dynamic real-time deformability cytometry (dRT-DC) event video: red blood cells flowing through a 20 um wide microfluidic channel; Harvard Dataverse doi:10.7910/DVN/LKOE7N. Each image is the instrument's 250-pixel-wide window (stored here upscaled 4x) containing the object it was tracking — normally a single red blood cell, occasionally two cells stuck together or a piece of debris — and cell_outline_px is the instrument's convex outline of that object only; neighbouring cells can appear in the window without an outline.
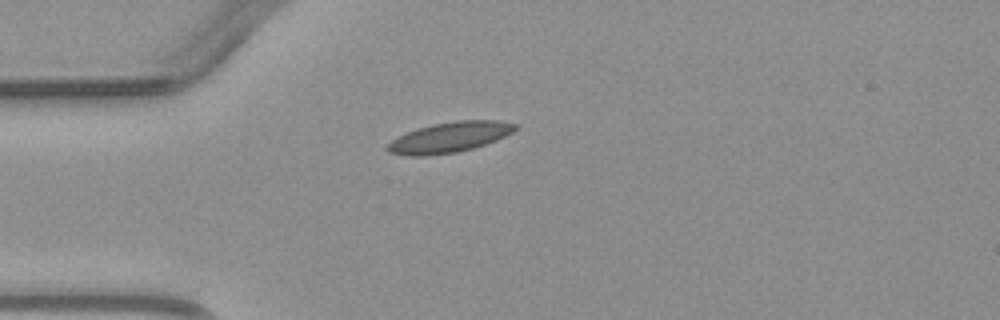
{"species": "common noctule bat (a hibernating species)", "species_latin": "Nyctalus noctula", "temperature_condition": "warm", "stored_images_in_passage": 1, "camera_frame_rate_fps": 3000, "um_per_image_px": 0.085, "animal": {"sex": "male", "body_mass_g": 23.1, "forearm_length_mm": 52.7}, "frame": {"image": 1, "passage_image": 1, "time_ms": 0.0, "image_size_px": [1000, 320], "cell_outline_px": [[520, 128], [496, 140], [472, 148], [456, 152], [424, 156], [412, 156], [388, 152], [384, 148], [392, 140], [416, 128], [432, 124], [456, 120], [500, 120], [520, 124]], "centroid_in_image_um": [38.25, 11.65], "position_along_channel_um": 46.8, "area_um2": 22.66}}